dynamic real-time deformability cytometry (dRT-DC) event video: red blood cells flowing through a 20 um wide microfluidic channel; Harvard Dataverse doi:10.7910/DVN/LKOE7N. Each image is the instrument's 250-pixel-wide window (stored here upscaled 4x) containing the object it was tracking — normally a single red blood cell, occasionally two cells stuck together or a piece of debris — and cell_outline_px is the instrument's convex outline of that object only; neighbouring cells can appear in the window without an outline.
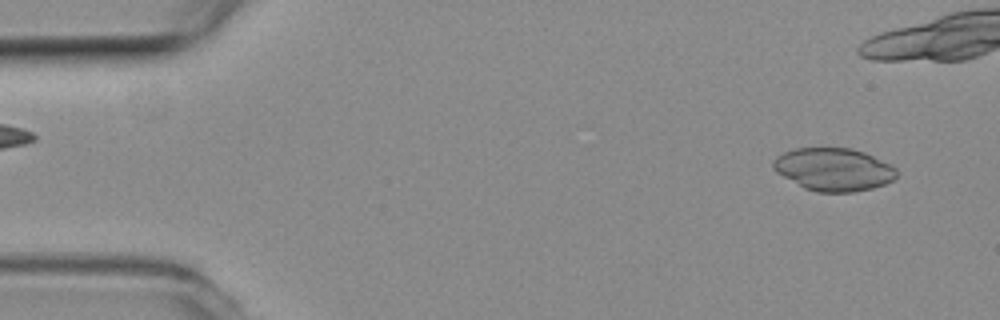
{"species": "common noctule bat (a hibernating species)", "species_latin": "Nyctalus noctula", "temperature_condition": "room temperature", "stored_images_in_passage": 29, "camera_frame_rate_fps": 3000, "um_per_image_px": 0.085, "animal": {"sex": "female", "body_mass_g": 19.3, "forearm_length_mm": 54.1}, "frame": {"image": 1, "passage_image": 3, "time_ms": 0.667, "image_size_px": [1000, 320], "cell_outline_px": [[896, 176], [892, 180], [884, 184], [872, 188], [852, 192], [816, 192], [804, 188], [776, 172], [772, 168], [772, 160], [776, 156], [784, 152], [796, 148], [820, 144], [852, 148], [864, 152], [892, 164], [896, 168]], "centroid_in_image_um": [70.82, 14.34], "position_along_channel_um": 14.2, "area_um2": 31.67}}